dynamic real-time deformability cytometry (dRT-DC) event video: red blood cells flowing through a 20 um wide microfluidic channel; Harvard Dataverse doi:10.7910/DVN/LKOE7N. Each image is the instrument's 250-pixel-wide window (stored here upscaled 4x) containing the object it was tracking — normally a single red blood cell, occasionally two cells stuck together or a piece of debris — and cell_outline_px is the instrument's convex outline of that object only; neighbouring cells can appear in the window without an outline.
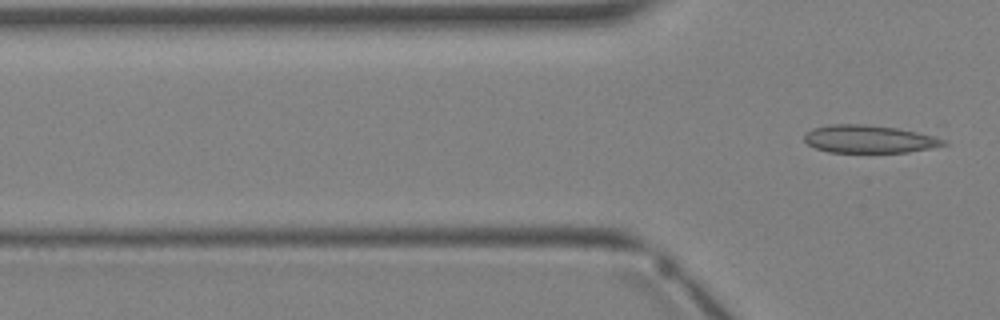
{"species": "Egyptian fruit bat (a non-hibernating species)", "species_latin": "Rousettus aegyptiacus", "temperature_condition": "warm", "stored_images_in_passage": 4, "segment_of_instrument_passage": [2, 2], "camera_frame_rate_fps": 3000, "um_per_image_px": 0.085, "animal": {"sex": "female"}, "frame": {"image": 1, "passage_image": 4, "time_ms": 3.667, "image_size_px": [1000, 320], "cell_outline_px": [[948, 144], [932, 148], [908, 152], [828, 152], [816, 148], [808, 144], [804, 140], [804, 132], [812, 128], [828, 124], [868, 124], [900, 128], [932, 136], [944, 140]], "centroid_in_image_um": [73.83, 11.81], "position_along_channel_um": 52.0, "area_um2": 22.66}}